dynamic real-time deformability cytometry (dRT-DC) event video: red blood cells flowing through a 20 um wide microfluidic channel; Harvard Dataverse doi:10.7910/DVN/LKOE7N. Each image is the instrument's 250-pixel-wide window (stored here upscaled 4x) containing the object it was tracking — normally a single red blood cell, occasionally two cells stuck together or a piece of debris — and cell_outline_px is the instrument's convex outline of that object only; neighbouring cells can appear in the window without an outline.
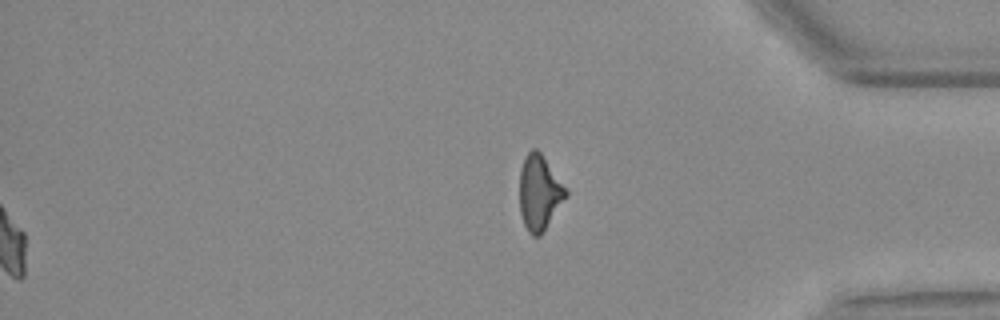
{"species": "Egyptian fruit bat (a non-hibernating species)", "species_latin": "Rousettus aegyptiacus", "temperature_condition": "warm", "stored_images_in_passage": 42, "segment_of_instrument_passage": [2, 2], "camera_frame_rate_fps": 3000, "um_per_image_px": 0.085, "animal": {"sex": "female"}, "frame": {"image": 1, "passage_image": 42, "time_ms": 13.667, "image_size_px": [1000, 320], "cell_outline_px": [[568, 196], [540, 236], [532, 236], [528, 232], [524, 224], [520, 212], [520, 168], [524, 156], [532, 148], [536, 148], [540, 152], [568, 192]], "centroid_in_image_um": [45.83, 16.38], "position_along_channel_um": 389.4, "area_um2": 20.11}}